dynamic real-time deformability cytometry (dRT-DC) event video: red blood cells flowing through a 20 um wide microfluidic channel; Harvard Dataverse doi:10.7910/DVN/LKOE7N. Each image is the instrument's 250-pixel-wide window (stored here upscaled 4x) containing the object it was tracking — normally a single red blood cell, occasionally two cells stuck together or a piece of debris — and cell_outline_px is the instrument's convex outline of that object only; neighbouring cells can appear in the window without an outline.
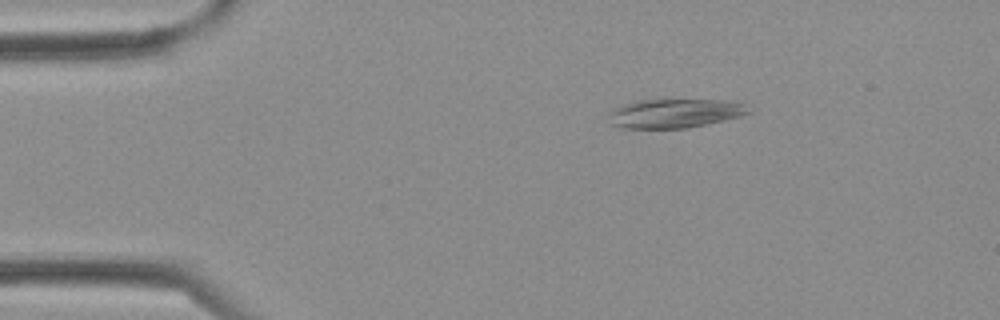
{"species": "Egyptian fruit bat (a non-hibernating species)", "species_latin": "Rousettus aegyptiacus", "temperature_condition": "cold", "stored_images_in_passage": 3, "camera_frame_rate_fps": 3000, "um_per_image_px": 0.085, "frame": {"image": 1, "passage_image": 2, "time_ms": 0.333, "image_size_px": [1000, 320], "cell_outline_px": [[752, 112], [740, 116], [724, 120], [684, 128], [624, 128], [612, 124], [608, 112], [612, 108], [624, 104], [640, 100], [732, 100], [744, 104]], "centroid_in_image_um": [57.36, 9.62], "position_along_channel_um": 27.6, "area_um2": 23.47}}